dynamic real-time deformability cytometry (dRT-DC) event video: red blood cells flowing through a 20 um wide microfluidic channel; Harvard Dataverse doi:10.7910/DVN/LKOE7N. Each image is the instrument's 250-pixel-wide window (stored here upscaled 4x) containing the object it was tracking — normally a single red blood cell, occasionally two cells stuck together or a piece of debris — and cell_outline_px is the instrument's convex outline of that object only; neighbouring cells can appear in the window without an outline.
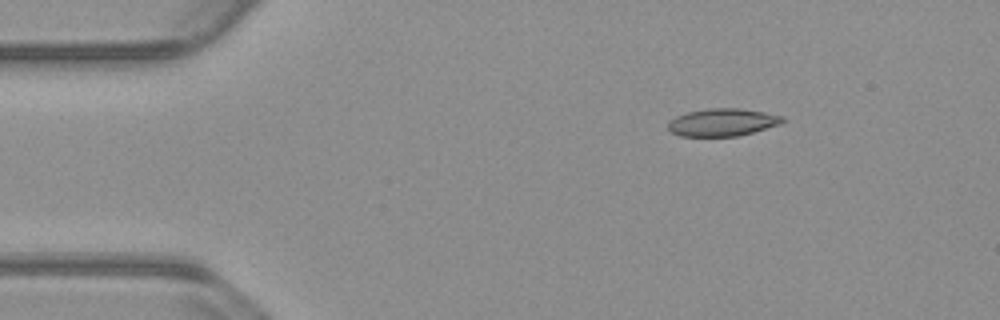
{"species": "common noctule bat (a hibernating species)", "species_latin": "Nyctalus noctula", "temperature_condition": "warm", "stored_images_in_passage": 47, "camera_frame_rate_fps": 3000, "um_per_image_px": 0.085, "animal": {"sex": "male", "body_mass_g": 23.1, "forearm_length_mm": 52.7}, "frame": {"image": 1, "passage_image": 1, "time_ms": 0.0, "image_size_px": [1000, 320], "cell_outline_px": [[788, 120], [780, 124], [752, 132], [736, 136], [680, 136], [672, 132], [668, 128], [668, 124], [676, 116], [688, 112], [708, 108], [740, 108], [764, 112], [784, 116]], "centroid_in_image_um": [61.45, 10.39], "position_along_channel_um": 23.6, "area_um2": 18.32}}
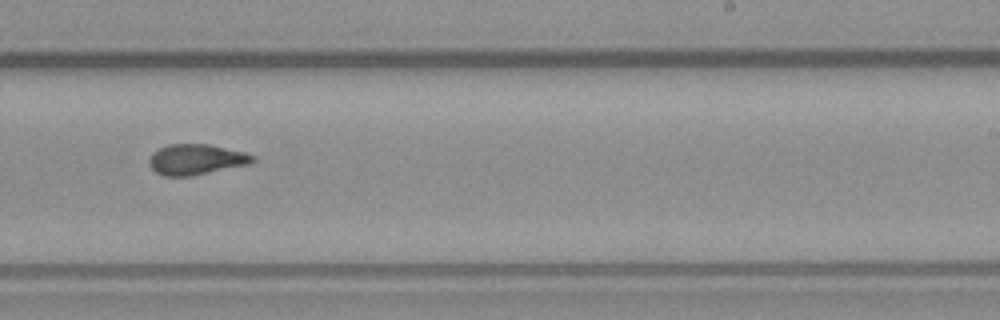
{"frame": {"image": 2, "passage_image": 26, "time_ms": 8.333, "image_size_px": [1000, 320], "cell_outline_px": [[256, 160], [248, 164], [192, 176], [164, 176], [156, 172], [148, 164], [148, 160], [152, 152], [168, 144], [208, 144], [244, 152], [256, 156]], "centroid_in_image_um": [16.65, 13.55], "position_along_channel_um": 272.4, "area_um2": 18.44}}
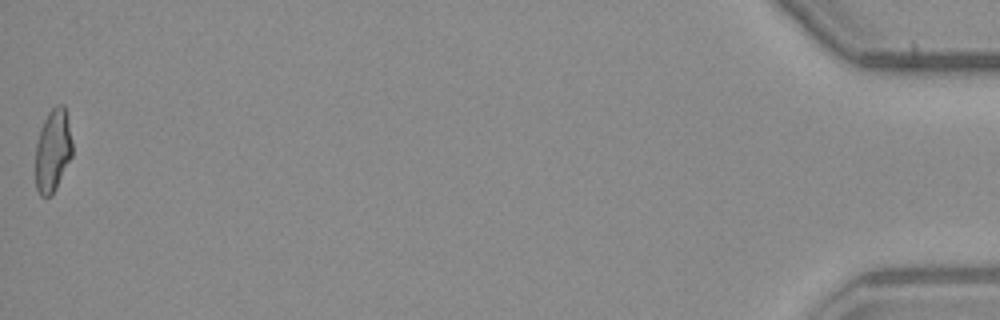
{"frame": {"image": 3, "passage_image": 47, "time_ms": 15.333, "image_size_px": [1000, 320], "cell_outline_px": [[72, 156], [52, 196], [40, 196], [36, 188], [36, 144], [40, 128], [48, 112], [56, 104], [64, 104], [72, 140]], "centroid_in_image_um": [4.49, 12.79], "position_along_channel_um": 430.7, "area_um2": 17.8}, "authors_computed_cell_mechanics": {"area_um2": 18.496, "velocity_mm_per_s": 3.8172, "shape_relaxation_time_tau1_ms": null, "shape_relaxation_time_tau2_ms": 1.7116, "deformation_change_tau1": null, "deformation_change_tau2": 0.0741}}